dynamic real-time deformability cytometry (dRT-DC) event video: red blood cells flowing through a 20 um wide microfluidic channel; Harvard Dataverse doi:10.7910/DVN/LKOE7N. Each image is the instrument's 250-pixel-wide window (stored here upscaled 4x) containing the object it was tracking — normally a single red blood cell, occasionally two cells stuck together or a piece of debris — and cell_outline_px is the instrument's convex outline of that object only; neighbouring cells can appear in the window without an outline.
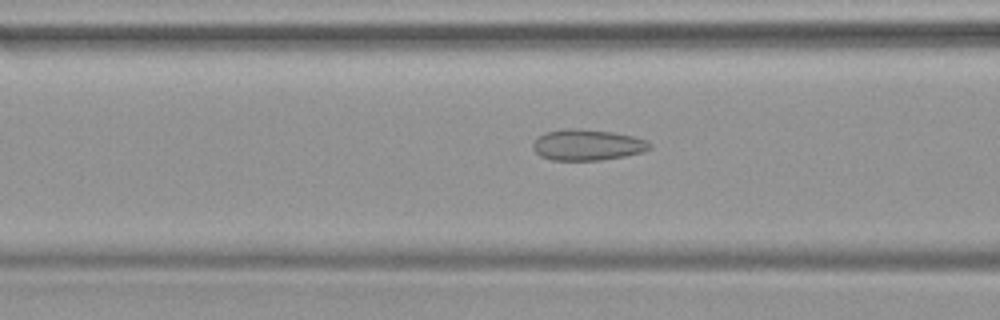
{"species": "common noctule bat (a hibernating species)", "species_latin": "Nyctalus noctula", "temperature_condition": "warm", "stored_images_in_passage": 42, "camera_frame_rate_fps": 3000, "um_per_image_px": 0.085, "animal": {"sex": "female", "body_mass_g": 19.9}, "frame": {"image": 1, "passage_image": 19, "time_ms": 6.0, "image_size_px": [1000, 320], "cell_outline_px": [[652, 148], [644, 152], [624, 156], [600, 160], [552, 160], [540, 156], [532, 148], [532, 144], [544, 132], [564, 128], [576, 128], [612, 132], [632, 136], [644, 140], [652, 144]], "centroid_in_image_um": [49.91, 12.31], "position_along_channel_um": 116.7, "area_um2": 21.1}}
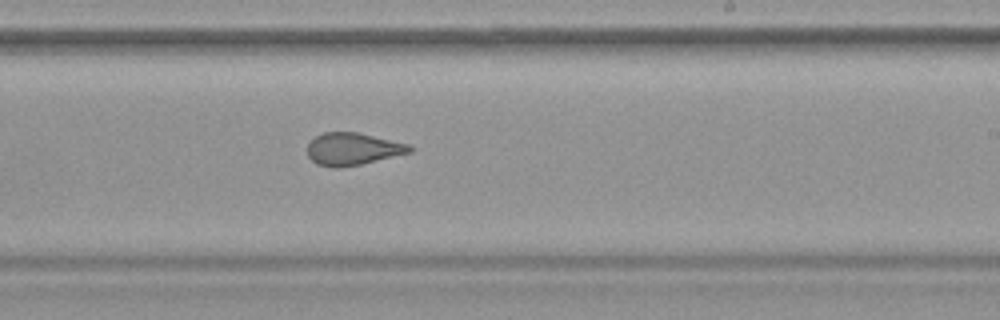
{"frame": {"image": 2, "passage_image": 29, "time_ms": 9.333, "image_size_px": [1000, 320], "cell_outline_px": [[416, 148], [412, 152], [360, 164], [340, 168], [336, 168], [316, 164], [308, 156], [308, 144], [316, 136], [324, 132], [356, 132], [408, 144]], "centroid_in_image_um": [29.99, 12.67], "position_along_channel_um": 259.0, "area_um2": 19.13}}
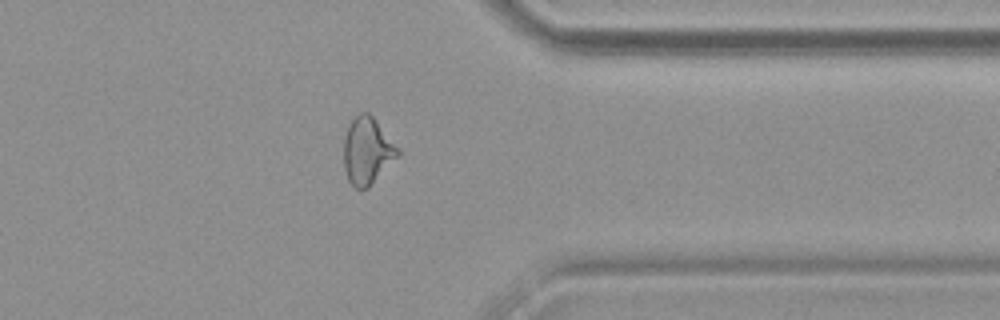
{"frame": {"image": 3, "passage_image": 38, "time_ms": 12.333, "image_size_px": [1000, 320], "cell_outline_px": [[400, 156], [368, 188], [356, 188], [348, 180], [344, 168], [344, 136], [348, 120], [360, 112], [368, 112], [372, 116], [400, 148]], "centroid_in_image_um": [31.22, 12.79], "position_along_channel_um": 380.2, "area_um2": 21.5}}